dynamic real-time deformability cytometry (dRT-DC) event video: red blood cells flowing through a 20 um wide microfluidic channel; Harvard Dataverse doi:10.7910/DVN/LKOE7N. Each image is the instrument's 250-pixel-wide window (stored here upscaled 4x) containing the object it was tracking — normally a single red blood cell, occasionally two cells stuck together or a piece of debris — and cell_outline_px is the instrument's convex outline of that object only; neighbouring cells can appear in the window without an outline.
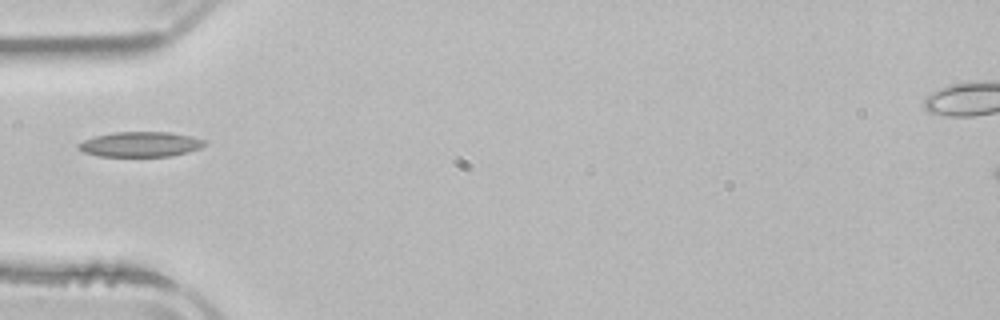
{"species": "common noctule bat (a hibernating species)", "species_latin": "Nyctalus noctula", "temperature_condition": "room temperature", "stored_images_in_passage": 3, "camera_frame_rate_fps": 3000, "um_per_image_px": 0.085, "animal": {"sex": "male", "body_mass_g": 21.5, "forearm_length_mm": 52.0}, "frame": {"image": 1, "passage_image": 3, "time_ms": 4.0, "image_size_px": [1000, 320], "cell_outline_px": [[208, 144], [200, 148], [188, 152], [172, 156], [100, 156], [84, 152], [76, 148], [76, 144], [84, 140], [96, 136], [112, 132], [168, 132], [192, 136], [208, 140]], "centroid_in_image_um": [11.97, 12.26], "position_along_channel_um": 73.0, "area_um2": 18.61}}